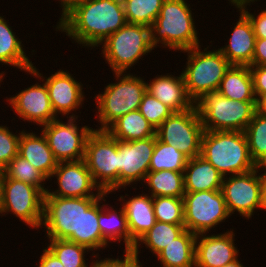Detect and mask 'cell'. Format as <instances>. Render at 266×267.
Returning a JSON list of instances; mask_svg holds the SVG:
<instances>
[{
	"instance_id": "24",
	"label": "cell",
	"mask_w": 266,
	"mask_h": 267,
	"mask_svg": "<svg viewBox=\"0 0 266 267\" xmlns=\"http://www.w3.org/2000/svg\"><path fill=\"white\" fill-rule=\"evenodd\" d=\"M37 133L22 130L19 139L18 154L39 170L48 181L57 167L58 161L54 158L47 139L42 132Z\"/></svg>"
},
{
	"instance_id": "19",
	"label": "cell",
	"mask_w": 266,
	"mask_h": 267,
	"mask_svg": "<svg viewBox=\"0 0 266 267\" xmlns=\"http://www.w3.org/2000/svg\"><path fill=\"white\" fill-rule=\"evenodd\" d=\"M233 229L224 233L198 234L195 240V267H223L239 257Z\"/></svg>"
},
{
	"instance_id": "42",
	"label": "cell",
	"mask_w": 266,
	"mask_h": 267,
	"mask_svg": "<svg viewBox=\"0 0 266 267\" xmlns=\"http://www.w3.org/2000/svg\"><path fill=\"white\" fill-rule=\"evenodd\" d=\"M249 68L253 78L254 94L258 100L266 94V66L252 65Z\"/></svg>"
},
{
	"instance_id": "5",
	"label": "cell",
	"mask_w": 266,
	"mask_h": 267,
	"mask_svg": "<svg viewBox=\"0 0 266 267\" xmlns=\"http://www.w3.org/2000/svg\"><path fill=\"white\" fill-rule=\"evenodd\" d=\"M257 101H236L217 91L205 92L194 102L206 131L244 132L253 119Z\"/></svg>"
},
{
	"instance_id": "10",
	"label": "cell",
	"mask_w": 266,
	"mask_h": 267,
	"mask_svg": "<svg viewBox=\"0 0 266 267\" xmlns=\"http://www.w3.org/2000/svg\"><path fill=\"white\" fill-rule=\"evenodd\" d=\"M44 193L33 185L7 178L1 181L0 216L13 214L39 231L43 221Z\"/></svg>"
},
{
	"instance_id": "51",
	"label": "cell",
	"mask_w": 266,
	"mask_h": 267,
	"mask_svg": "<svg viewBox=\"0 0 266 267\" xmlns=\"http://www.w3.org/2000/svg\"><path fill=\"white\" fill-rule=\"evenodd\" d=\"M223 267H245V265H243L241 263V260L239 258H237L233 262L228 263V264L224 265Z\"/></svg>"
},
{
	"instance_id": "6",
	"label": "cell",
	"mask_w": 266,
	"mask_h": 267,
	"mask_svg": "<svg viewBox=\"0 0 266 267\" xmlns=\"http://www.w3.org/2000/svg\"><path fill=\"white\" fill-rule=\"evenodd\" d=\"M203 45L181 51L187 53L186 65L182 69L188 96L195 102L205 92L217 91L221 80L231 64L216 47L202 50Z\"/></svg>"
},
{
	"instance_id": "53",
	"label": "cell",
	"mask_w": 266,
	"mask_h": 267,
	"mask_svg": "<svg viewBox=\"0 0 266 267\" xmlns=\"http://www.w3.org/2000/svg\"><path fill=\"white\" fill-rule=\"evenodd\" d=\"M6 74L5 71H1L0 72V83L2 84L3 80L6 78L4 75ZM1 84H0V87H1Z\"/></svg>"
},
{
	"instance_id": "25",
	"label": "cell",
	"mask_w": 266,
	"mask_h": 267,
	"mask_svg": "<svg viewBox=\"0 0 266 267\" xmlns=\"http://www.w3.org/2000/svg\"><path fill=\"white\" fill-rule=\"evenodd\" d=\"M185 192L221 190L223 176L203 157L188 159L183 172Z\"/></svg>"
},
{
	"instance_id": "26",
	"label": "cell",
	"mask_w": 266,
	"mask_h": 267,
	"mask_svg": "<svg viewBox=\"0 0 266 267\" xmlns=\"http://www.w3.org/2000/svg\"><path fill=\"white\" fill-rule=\"evenodd\" d=\"M4 18L0 15V63L9 67L13 66L26 73L32 69L34 63L26 56L23 41L12 30L13 26H10L9 20Z\"/></svg>"
},
{
	"instance_id": "49",
	"label": "cell",
	"mask_w": 266,
	"mask_h": 267,
	"mask_svg": "<svg viewBox=\"0 0 266 267\" xmlns=\"http://www.w3.org/2000/svg\"><path fill=\"white\" fill-rule=\"evenodd\" d=\"M256 108L258 113L266 116V94L257 100Z\"/></svg>"
},
{
	"instance_id": "52",
	"label": "cell",
	"mask_w": 266,
	"mask_h": 267,
	"mask_svg": "<svg viewBox=\"0 0 266 267\" xmlns=\"http://www.w3.org/2000/svg\"><path fill=\"white\" fill-rule=\"evenodd\" d=\"M258 170H266V156L263 160L257 165Z\"/></svg>"
},
{
	"instance_id": "4",
	"label": "cell",
	"mask_w": 266,
	"mask_h": 267,
	"mask_svg": "<svg viewBox=\"0 0 266 267\" xmlns=\"http://www.w3.org/2000/svg\"><path fill=\"white\" fill-rule=\"evenodd\" d=\"M115 83H108L104 91L94 97L96 116L100 126L95 130H106L114 121L123 115L138 110L146 92V81L137 74L115 72ZM117 80V81H116ZM98 111V112H97Z\"/></svg>"
},
{
	"instance_id": "8",
	"label": "cell",
	"mask_w": 266,
	"mask_h": 267,
	"mask_svg": "<svg viewBox=\"0 0 266 267\" xmlns=\"http://www.w3.org/2000/svg\"><path fill=\"white\" fill-rule=\"evenodd\" d=\"M98 198L44 196L41 229H46V239H67L80 245L81 213Z\"/></svg>"
},
{
	"instance_id": "35",
	"label": "cell",
	"mask_w": 266,
	"mask_h": 267,
	"mask_svg": "<svg viewBox=\"0 0 266 267\" xmlns=\"http://www.w3.org/2000/svg\"><path fill=\"white\" fill-rule=\"evenodd\" d=\"M165 0H122L127 23L150 27Z\"/></svg>"
},
{
	"instance_id": "12",
	"label": "cell",
	"mask_w": 266,
	"mask_h": 267,
	"mask_svg": "<svg viewBox=\"0 0 266 267\" xmlns=\"http://www.w3.org/2000/svg\"><path fill=\"white\" fill-rule=\"evenodd\" d=\"M204 128L195 106L182 112H173L156 129L157 138L176 147L188 159L200 156Z\"/></svg>"
},
{
	"instance_id": "34",
	"label": "cell",
	"mask_w": 266,
	"mask_h": 267,
	"mask_svg": "<svg viewBox=\"0 0 266 267\" xmlns=\"http://www.w3.org/2000/svg\"><path fill=\"white\" fill-rule=\"evenodd\" d=\"M62 263L64 267H90L88 258L91 250L67 239H48L46 246ZM86 253V254H85ZM89 264V265H88Z\"/></svg>"
},
{
	"instance_id": "21",
	"label": "cell",
	"mask_w": 266,
	"mask_h": 267,
	"mask_svg": "<svg viewBox=\"0 0 266 267\" xmlns=\"http://www.w3.org/2000/svg\"><path fill=\"white\" fill-rule=\"evenodd\" d=\"M239 18L233 25L228 44L218 50L225 56L231 65L252 66L256 37L249 18L241 11Z\"/></svg>"
},
{
	"instance_id": "18",
	"label": "cell",
	"mask_w": 266,
	"mask_h": 267,
	"mask_svg": "<svg viewBox=\"0 0 266 267\" xmlns=\"http://www.w3.org/2000/svg\"><path fill=\"white\" fill-rule=\"evenodd\" d=\"M52 178L57 179L54 183H58V188L48 190L44 196L81 198L100 197L104 193L94 183L84 159L58 162L50 179Z\"/></svg>"
},
{
	"instance_id": "2",
	"label": "cell",
	"mask_w": 266,
	"mask_h": 267,
	"mask_svg": "<svg viewBox=\"0 0 266 267\" xmlns=\"http://www.w3.org/2000/svg\"><path fill=\"white\" fill-rule=\"evenodd\" d=\"M188 0H165L160 13L150 26V42L154 48L184 51L201 45L199 32ZM161 45V46H160Z\"/></svg>"
},
{
	"instance_id": "45",
	"label": "cell",
	"mask_w": 266,
	"mask_h": 267,
	"mask_svg": "<svg viewBox=\"0 0 266 267\" xmlns=\"http://www.w3.org/2000/svg\"><path fill=\"white\" fill-rule=\"evenodd\" d=\"M117 256V258H102L100 259L99 256H96V260H91V266L90 267H121V257Z\"/></svg>"
},
{
	"instance_id": "54",
	"label": "cell",
	"mask_w": 266,
	"mask_h": 267,
	"mask_svg": "<svg viewBox=\"0 0 266 267\" xmlns=\"http://www.w3.org/2000/svg\"><path fill=\"white\" fill-rule=\"evenodd\" d=\"M3 175H4V169L0 167V195H1V181H2Z\"/></svg>"
},
{
	"instance_id": "7",
	"label": "cell",
	"mask_w": 266,
	"mask_h": 267,
	"mask_svg": "<svg viewBox=\"0 0 266 267\" xmlns=\"http://www.w3.org/2000/svg\"><path fill=\"white\" fill-rule=\"evenodd\" d=\"M98 47L112 73L130 72L140 59L155 50L150 42V27L130 23L112 33Z\"/></svg>"
},
{
	"instance_id": "16",
	"label": "cell",
	"mask_w": 266,
	"mask_h": 267,
	"mask_svg": "<svg viewBox=\"0 0 266 267\" xmlns=\"http://www.w3.org/2000/svg\"><path fill=\"white\" fill-rule=\"evenodd\" d=\"M32 70L45 82L55 115L57 117L61 115L62 118H78L79 115L75 114L76 110L83 107L85 100V88L82 82L77 81L67 70L60 69L48 77L43 75L36 66H33Z\"/></svg>"
},
{
	"instance_id": "47",
	"label": "cell",
	"mask_w": 266,
	"mask_h": 267,
	"mask_svg": "<svg viewBox=\"0 0 266 267\" xmlns=\"http://www.w3.org/2000/svg\"><path fill=\"white\" fill-rule=\"evenodd\" d=\"M59 4L61 5L60 9H62L61 12V16L59 18V20L65 15L67 14L76 4H78L79 2H81L82 0H58Z\"/></svg>"
},
{
	"instance_id": "14",
	"label": "cell",
	"mask_w": 266,
	"mask_h": 267,
	"mask_svg": "<svg viewBox=\"0 0 266 267\" xmlns=\"http://www.w3.org/2000/svg\"><path fill=\"white\" fill-rule=\"evenodd\" d=\"M62 119L58 118L39 127V131L47 139L58 162L84 159L86 141L94 128L87 125L79 126L78 118H67V122H63Z\"/></svg>"
},
{
	"instance_id": "20",
	"label": "cell",
	"mask_w": 266,
	"mask_h": 267,
	"mask_svg": "<svg viewBox=\"0 0 266 267\" xmlns=\"http://www.w3.org/2000/svg\"><path fill=\"white\" fill-rule=\"evenodd\" d=\"M128 196L129 194H125V196L121 194L118 201H120L126 214L130 232L131 252L135 243L156 223V217L152 196L143 191L142 194H135L132 197Z\"/></svg>"
},
{
	"instance_id": "13",
	"label": "cell",
	"mask_w": 266,
	"mask_h": 267,
	"mask_svg": "<svg viewBox=\"0 0 266 267\" xmlns=\"http://www.w3.org/2000/svg\"><path fill=\"white\" fill-rule=\"evenodd\" d=\"M221 191L231 216L238 212L242 218L249 220L257 209L264 210L262 180L258 168L223 177Z\"/></svg>"
},
{
	"instance_id": "50",
	"label": "cell",
	"mask_w": 266,
	"mask_h": 267,
	"mask_svg": "<svg viewBox=\"0 0 266 267\" xmlns=\"http://www.w3.org/2000/svg\"><path fill=\"white\" fill-rule=\"evenodd\" d=\"M262 180V195H263V206L266 211V170H259ZM263 172V173H262Z\"/></svg>"
},
{
	"instance_id": "38",
	"label": "cell",
	"mask_w": 266,
	"mask_h": 267,
	"mask_svg": "<svg viewBox=\"0 0 266 267\" xmlns=\"http://www.w3.org/2000/svg\"><path fill=\"white\" fill-rule=\"evenodd\" d=\"M156 221L184 225L183 198L159 196L153 197Z\"/></svg>"
},
{
	"instance_id": "31",
	"label": "cell",
	"mask_w": 266,
	"mask_h": 267,
	"mask_svg": "<svg viewBox=\"0 0 266 267\" xmlns=\"http://www.w3.org/2000/svg\"><path fill=\"white\" fill-rule=\"evenodd\" d=\"M145 183V184H144ZM152 197L167 196L183 198L185 194L183 172L161 170L148 172L142 184ZM148 186V187H147Z\"/></svg>"
},
{
	"instance_id": "37",
	"label": "cell",
	"mask_w": 266,
	"mask_h": 267,
	"mask_svg": "<svg viewBox=\"0 0 266 267\" xmlns=\"http://www.w3.org/2000/svg\"><path fill=\"white\" fill-rule=\"evenodd\" d=\"M244 133L251 158L258 165L266 156V116L256 111Z\"/></svg>"
},
{
	"instance_id": "27",
	"label": "cell",
	"mask_w": 266,
	"mask_h": 267,
	"mask_svg": "<svg viewBox=\"0 0 266 267\" xmlns=\"http://www.w3.org/2000/svg\"><path fill=\"white\" fill-rule=\"evenodd\" d=\"M196 236L185 229L155 257L160 267H195Z\"/></svg>"
},
{
	"instance_id": "9",
	"label": "cell",
	"mask_w": 266,
	"mask_h": 267,
	"mask_svg": "<svg viewBox=\"0 0 266 267\" xmlns=\"http://www.w3.org/2000/svg\"><path fill=\"white\" fill-rule=\"evenodd\" d=\"M84 161L101 191L117 189L118 140L106 130H93L87 138Z\"/></svg>"
},
{
	"instance_id": "39",
	"label": "cell",
	"mask_w": 266,
	"mask_h": 267,
	"mask_svg": "<svg viewBox=\"0 0 266 267\" xmlns=\"http://www.w3.org/2000/svg\"><path fill=\"white\" fill-rule=\"evenodd\" d=\"M139 112L157 129L173 111L149 92H145L139 106Z\"/></svg>"
},
{
	"instance_id": "46",
	"label": "cell",
	"mask_w": 266,
	"mask_h": 267,
	"mask_svg": "<svg viewBox=\"0 0 266 267\" xmlns=\"http://www.w3.org/2000/svg\"><path fill=\"white\" fill-rule=\"evenodd\" d=\"M121 267H141V261L134 260L131 253L123 252L121 256Z\"/></svg>"
},
{
	"instance_id": "17",
	"label": "cell",
	"mask_w": 266,
	"mask_h": 267,
	"mask_svg": "<svg viewBox=\"0 0 266 267\" xmlns=\"http://www.w3.org/2000/svg\"><path fill=\"white\" fill-rule=\"evenodd\" d=\"M30 77L40 79V83L24 88L15 95L7 98L5 101L9 102V106L13 109L17 117L24 122H33L40 127L58 119L52 109L49 92L47 86L41 78L31 69L27 71ZM42 81V84H41Z\"/></svg>"
},
{
	"instance_id": "40",
	"label": "cell",
	"mask_w": 266,
	"mask_h": 267,
	"mask_svg": "<svg viewBox=\"0 0 266 267\" xmlns=\"http://www.w3.org/2000/svg\"><path fill=\"white\" fill-rule=\"evenodd\" d=\"M6 125L0 124V167L3 169L18 154L19 139L22 132L16 130V133H13Z\"/></svg>"
},
{
	"instance_id": "33",
	"label": "cell",
	"mask_w": 266,
	"mask_h": 267,
	"mask_svg": "<svg viewBox=\"0 0 266 267\" xmlns=\"http://www.w3.org/2000/svg\"><path fill=\"white\" fill-rule=\"evenodd\" d=\"M188 158L176 147L165 144L155 137V148L151 157L149 172L171 170L184 172Z\"/></svg>"
},
{
	"instance_id": "41",
	"label": "cell",
	"mask_w": 266,
	"mask_h": 267,
	"mask_svg": "<svg viewBox=\"0 0 266 267\" xmlns=\"http://www.w3.org/2000/svg\"><path fill=\"white\" fill-rule=\"evenodd\" d=\"M251 21L254 34L256 38H263L266 39V8L259 12V14L250 13L249 8L247 5L241 6L239 8Z\"/></svg>"
},
{
	"instance_id": "30",
	"label": "cell",
	"mask_w": 266,
	"mask_h": 267,
	"mask_svg": "<svg viewBox=\"0 0 266 267\" xmlns=\"http://www.w3.org/2000/svg\"><path fill=\"white\" fill-rule=\"evenodd\" d=\"M185 230V225H174L171 223L159 222L151 227L134 245L131 255L134 260L139 261L142 247L150 250L156 257L167 245ZM141 246V247H140ZM140 252V253H139Z\"/></svg>"
},
{
	"instance_id": "36",
	"label": "cell",
	"mask_w": 266,
	"mask_h": 267,
	"mask_svg": "<svg viewBox=\"0 0 266 267\" xmlns=\"http://www.w3.org/2000/svg\"><path fill=\"white\" fill-rule=\"evenodd\" d=\"M4 175L7 178H12L38 187L44 194L50 189L49 187L44 186L48 179L19 154H17L4 168Z\"/></svg>"
},
{
	"instance_id": "11",
	"label": "cell",
	"mask_w": 266,
	"mask_h": 267,
	"mask_svg": "<svg viewBox=\"0 0 266 267\" xmlns=\"http://www.w3.org/2000/svg\"><path fill=\"white\" fill-rule=\"evenodd\" d=\"M183 201L185 229L195 235L213 231L231 216L221 190L185 192Z\"/></svg>"
},
{
	"instance_id": "29",
	"label": "cell",
	"mask_w": 266,
	"mask_h": 267,
	"mask_svg": "<svg viewBox=\"0 0 266 267\" xmlns=\"http://www.w3.org/2000/svg\"><path fill=\"white\" fill-rule=\"evenodd\" d=\"M106 131L120 141H132L156 137V129L139 110L131 111L114 121Z\"/></svg>"
},
{
	"instance_id": "43",
	"label": "cell",
	"mask_w": 266,
	"mask_h": 267,
	"mask_svg": "<svg viewBox=\"0 0 266 267\" xmlns=\"http://www.w3.org/2000/svg\"><path fill=\"white\" fill-rule=\"evenodd\" d=\"M252 65L266 66V39L256 38Z\"/></svg>"
},
{
	"instance_id": "28",
	"label": "cell",
	"mask_w": 266,
	"mask_h": 267,
	"mask_svg": "<svg viewBox=\"0 0 266 267\" xmlns=\"http://www.w3.org/2000/svg\"><path fill=\"white\" fill-rule=\"evenodd\" d=\"M218 91L236 101H257L249 66L231 65L221 80Z\"/></svg>"
},
{
	"instance_id": "44",
	"label": "cell",
	"mask_w": 266,
	"mask_h": 267,
	"mask_svg": "<svg viewBox=\"0 0 266 267\" xmlns=\"http://www.w3.org/2000/svg\"><path fill=\"white\" fill-rule=\"evenodd\" d=\"M39 258L37 267H64L47 247L43 248L42 255Z\"/></svg>"
},
{
	"instance_id": "3",
	"label": "cell",
	"mask_w": 266,
	"mask_h": 267,
	"mask_svg": "<svg viewBox=\"0 0 266 267\" xmlns=\"http://www.w3.org/2000/svg\"><path fill=\"white\" fill-rule=\"evenodd\" d=\"M200 156L211 163L223 177L243 174L257 168L251 158L244 132L204 130Z\"/></svg>"
},
{
	"instance_id": "48",
	"label": "cell",
	"mask_w": 266,
	"mask_h": 267,
	"mask_svg": "<svg viewBox=\"0 0 266 267\" xmlns=\"http://www.w3.org/2000/svg\"><path fill=\"white\" fill-rule=\"evenodd\" d=\"M229 5L231 3L232 6H235L234 8L239 9L241 6L247 5L251 7L254 2H259L260 0H228Z\"/></svg>"
},
{
	"instance_id": "32",
	"label": "cell",
	"mask_w": 266,
	"mask_h": 267,
	"mask_svg": "<svg viewBox=\"0 0 266 267\" xmlns=\"http://www.w3.org/2000/svg\"><path fill=\"white\" fill-rule=\"evenodd\" d=\"M80 245L91 250L92 259L101 255L99 252L96 253L97 250L100 251L109 247V244L102 237L98 224V199L81 213Z\"/></svg>"
},
{
	"instance_id": "1",
	"label": "cell",
	"mask_w": 266,
	"mask_h": 267,
	"mask_svg": "<svg viewBox=\"0 0 266 267\" xmlns=\"http://www.w3.org/2000/svg\"><path fill=\"white\" fill-rule=\"evenodd\" d=\"M126 23L122 0H82L57 22L55 31L94 50Z\"/></svg>"
},
{
	"instance_id": "15",
	"label": "cell",
	"mask_w": 266,
	"mask_h": 267,
	"mask_svg": "<svg viewBox=\"0 0 266 267\" xmlns=\"http://www.w3.org/2000/svg\"><path fill=\"white\" fill-rule=\"evenodd\" d=\"M154 148L155 137L132 141L118 140L117 189L114 194L120 189H127V186L143 184L149 172Z\"/></svg>"
},
{
	"instance_id": "22",
	"label": "cell",
	"mask_w": 266,
	"mask_h": 267,
	"mask_svg": "<svg viewBox=\"0 0 266 267\" xmlns=\"http://www.w3.org/2000/svg\"><path fill=\"white\" fill-rule=\"evenodd\" d=\"M166 73L146 81V91L168 106L173 112H182L194 107V101L188 96L182 72L179 76ZM152 79V80H151Z\"/></svg>"
},
{
	"instance_id": "23",
	"label": "cell",
	"mask_w": 266,
	"mask_h": 267,
	"mask_svg": "<svg viewBox=\"0 0 266 267\" xmlns=\"http://www.w3.org/2000/svg\"><path fill=\"white\" fill-rule=\"evenodd\" d=\"M107 195H109V193L104 192L98 198V224L100 226L102 237L108 244L112 242L120 244L122 241L125 244L123 252L130 253V232L124 208L120 204L118 210L117 206L115 208V206L106 203L107 200L105 197L107 198Z\"/></svg>"
}]
</instances>
